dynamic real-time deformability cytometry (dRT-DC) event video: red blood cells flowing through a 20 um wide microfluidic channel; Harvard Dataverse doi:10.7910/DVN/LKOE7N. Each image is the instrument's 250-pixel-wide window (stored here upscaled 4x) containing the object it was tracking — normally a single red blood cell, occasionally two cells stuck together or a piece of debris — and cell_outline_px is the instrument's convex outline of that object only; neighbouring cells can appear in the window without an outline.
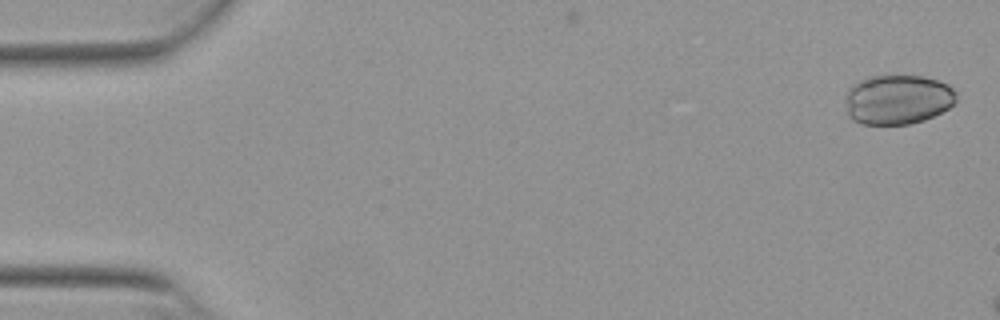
{"species": "Egyptian fruit bat (a non-hibernating species)", "species_latin": "Rousettus aegyptiacus", "temperature_condition": "warm", "stored_images_in_passage": 9, "camera_frame_rate_fps": 3000, "um_per_image_px": 0.085, "animal": {"sex": "female"}, "frame": {"image": 1, "passage_image": 2, "time_ms": 0.333, "image_size_px": [1000, 320], "cell_outline_px": [[956, 100], [948, 108], [924, 120], [912, 124], [860, 124], [852, 120], [848, 116], [848, 88], [852, 84], [868, 76], [888, 72], [920, 76], [936, 80], [948, 84], [956, 92]], "centroid_in_image_um": [76.29, 8.41], "position_along_channel_um": 8.7, "area_um2": 32.66}}